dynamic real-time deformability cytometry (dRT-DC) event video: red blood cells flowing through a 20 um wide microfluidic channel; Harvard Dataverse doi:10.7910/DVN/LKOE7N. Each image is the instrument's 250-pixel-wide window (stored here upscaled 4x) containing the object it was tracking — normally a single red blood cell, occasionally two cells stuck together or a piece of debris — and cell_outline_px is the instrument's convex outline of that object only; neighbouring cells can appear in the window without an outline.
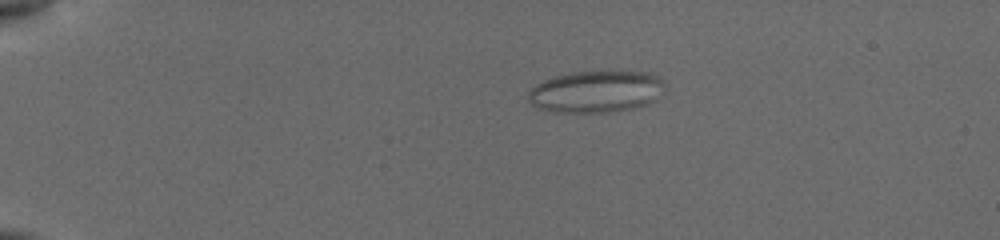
{"species": "common noctule bat (a hibernating species)", "species_latin": "Nyctalus noctula", "temperature_condition": "cold", "stored_images_in_passage": 39, "camera_frame_rate_fps": 3000, "um_per_image_px": 0.085, "animal": {"sex": "female", "body_mass_g": 19.5, "forearm_length_mm": 54.1}, "frame": {"image": 1, "passage_image": 8, "time_ms": 3.667, "image_size_px": [1000, 240], "cell_outline_px": [[660, 84], [656, 100], [648, 104], [632, 108], [608, 112], [552, 112], [540, 108], [532, 104], [528, 100], [528, 92], [536, 84], [544, 80], [556, 76], [576, 72], [640, 72], [652, 76], [660, 80]], "centroid_in_image_um": [50.55, 7.81], "position_along_channel_um": 34.4, "area_um2": 32.31}}
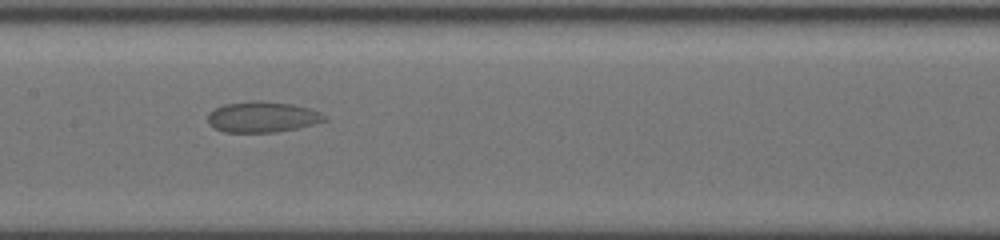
{"frame": {"image": 2, "passage_image": 24, "time_ms": 9.667, "image_size_px": [1000, 240], "cell_outline_px": [[328, 120], [296, 128], [276, 132], [224, 132], [212, 128], [208, 120], [208, 116], [216, 108], [224, 104], [252, 100], [264, 100], [292, 104], [308, 108], [320, 112]], "centroid_in_image_um": [22.29, 9.93], "position_along_channel_um": 185.1, "area_um2": 20.87}}
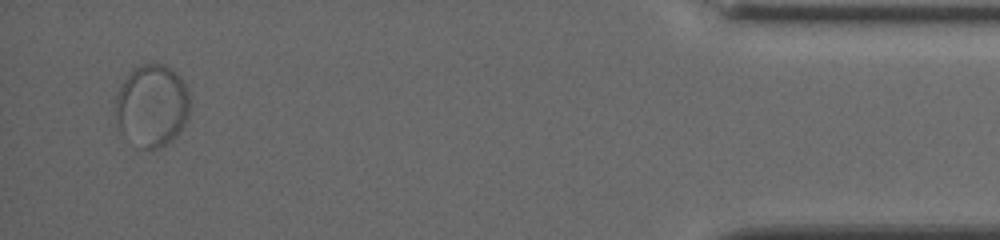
{"frame": {"image": 3, "passage_image": 39, "time_ms": 17.667, "image_size_px": [1000, 240], "cell_outline_px": [[188, 120], [184, 128], [176, 136], [164, 144], [156, 148], [144, 148], [120, 128], [116, 120], [116, 96], [120, 84], [140, 64], [164, 64], [172, 68], [180, 76], [188, 92]], "centroid_in_image_um": [12.95, 8.93], "position_along_channel_um": 422.2, "area_um2": 34.91}}